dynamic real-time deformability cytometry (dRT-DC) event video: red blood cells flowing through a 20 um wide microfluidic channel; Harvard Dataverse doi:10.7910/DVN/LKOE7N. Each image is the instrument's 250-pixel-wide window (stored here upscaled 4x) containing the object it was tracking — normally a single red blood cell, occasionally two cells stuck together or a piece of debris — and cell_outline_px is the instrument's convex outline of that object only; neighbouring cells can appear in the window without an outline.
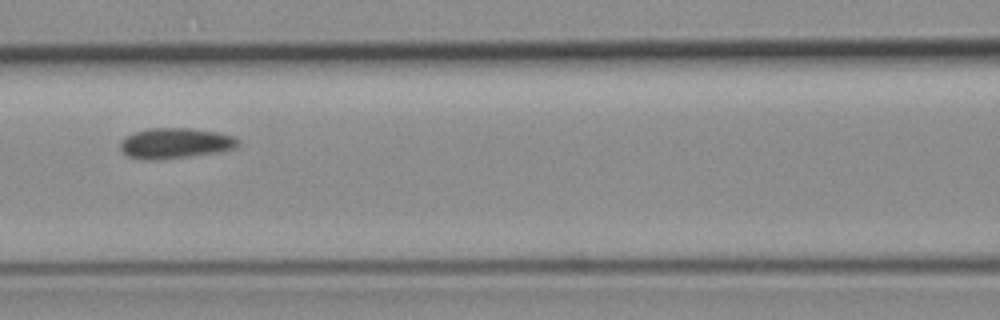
{"species": "common noctule bat (a hibernating species)", "species_latin": "Nyctalus noctula", "temperature_condition": "room temperature", "stored_images_in_passage": 9, "camera_frame_rate_fps": 3000, "um_per_image_px": 0.085, "animal": {"sex": "female", "body_mass_g": 19.3, "forearm_length_mm": 54.1}, "frame": {"image": 1, "passage_image": 6, "time_ms": 7.333, "image_size_px": [1000, 320], "cell_outline_px": [[240, 144], [236, 148], [220, 152], [156, 160], [148, 160], [128, 156], [120, 148], [120, 140], [124, 136], [148, 128], [188, 128], [220, 132], [236, 136], [240, 140]], "centroid_in_image_um": [14.94, 12.16], "position_along_channel_um": 151.7, "area_um2": 21.15}}
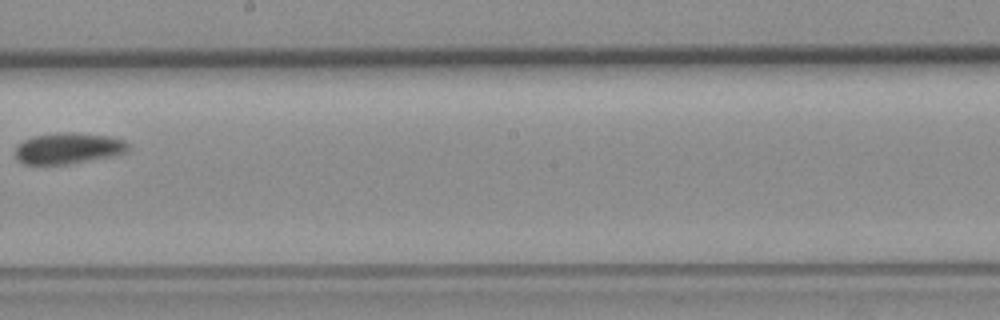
{"frame": {"image": 2, "passage_image": 8, "time_ms": 9.667, "image_size_px": [1000, 320], "cell_outline_px": [[128, 152], [112, 156], [68, 164], [24, 164], [16, 160], [16, 144], [32, 136], [60, 132], [72, 132], [112, 136], [124, 140], [128, 144]], "centroid_in_image_um": [5.79, 12.6], "position_along_channel_um": 242.4, "area_um2": 20.63}}
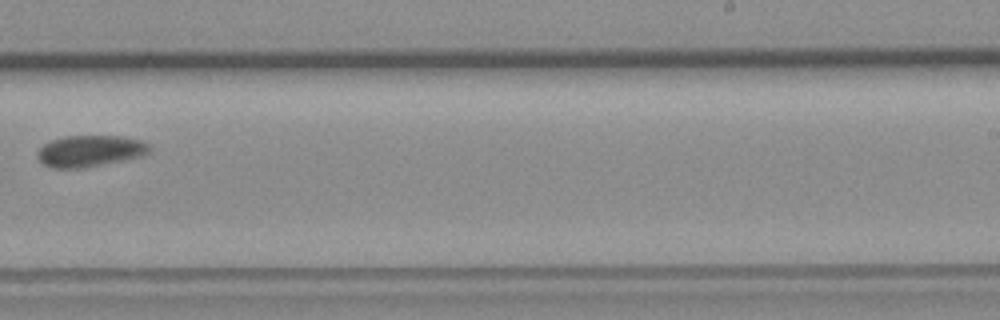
{"frame": {"image": 3, "passage_image": 9, "time_ms": 10.667, "image_size_px": [1000, 320], "cell_outline_px": [[152, 148], [144, 156], [88, 168], [52, 168], [44, 164], [36, 156], [36, 152], [44, 144], [52, 140], [64, 136], [120, 136], [144, 140]], "centroid_in_image_um": [7.68, 12.84], "position_along_channel_um": 281.3, "area_um2": 20.87}}